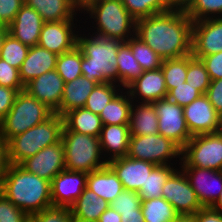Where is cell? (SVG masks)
Masks as SVG:
<instances>
[{
	"mask_svg": "<svg viewBox=\"0 0 222 222\" xmlns=\"http://www.w3.org/2000/svg\"><path fill=\"white\" fill-rule=\"evenodd\" d=\"M203 207H210L222 190V171L198 167H179Z\"/></svg>",
	"mask_w": 222,
	"mask_h": 222,
	"instance_id": "15",
	"label": "cell"
},
{
	"mask_svg": "<svg viewBox=\"0 0 222 222\" xmlns=\"http://www.w3.org/2000/svg\"><path fill=\"white\" fill-rule=\"evenodd\" d=\"M82 52L75 46L71 51L58 55L55 70L64 83L82 76L81 71Z\"/></svg>",
	"mask_w": 222,
	"mask_h": 222,
	"instance_id": "36",
	"label": "cell"
},
{
	"mask_svg": "<svg viewBox=\"0 0 222 222\" xmlns=\"http://www.w3.org/2000/svg\"><path fill=\"white\" fill-rule=\"evenodd\" d=\"M206 95L214 109L222 117V78L210 82Z\"/></svg>",
	"mask_w": 222,
	"mask_h": 222,
	"instance_id": "50",
	"label": "cell"
},
{
	"mask_svg": "<svg viewBox=\"0 0 222 222\" xmlns=\"http://www.w3.org/2000/svg\"><path fill=\"white\" fill-rule=\"evenodd\" d=\"M29 218L0 192V222H27Z\"/></svg>",
	"mask_w": 222,
	"mask_h": 222,
	"instance_id": "45",
	"label": "cell"
},
{
	"mask_svg": "<svg viewBox=\"0 0 222 222\" xmlns=\"http://www.w3.org/2000/svg\"><path fill=\"white\" fill-rule=\"evenodd\" d=\"M123 41L95 36L81 28L77 34V47L82 52V76L99 83L118 84L117 54Z\"/></svg>",
	"mask_w": 222,
	"mask_h": 222,
	"instance_id": "4",
	"label": "cell"
},
{
	"mask_svg": "<svg viewBox=\"0 0 222 222\" xmlns=\"http://www.w3.org/2000/svg\"><path fill=\"white\" fill-rule=\"evenodd\" d=\"M81 28L82 20L44 22L38 45L61 55L77 46V34Z\"/></svg>",
	"mask_w": 222,
	"mask_h": 222,
	"instance_id": "11",
	"label": "cell"
},
{
	"mask_svg": "<svg viewBox=\"0 0 222 222\" xmlns=\"http://www.w3.org/2000/svg\"><path fill=\"white\" fill-rule=\"evenodd\" d=\"M152 104L158 116L159 134L172 140L182 149L192 137L184 118L183 107L167 98Z\"/></svg>",
	"mask_w": 222,
	"mask_h": 222,
	"instance_id": "10",
	"label": "cell"
},
{
	"mask_svg": "<svg viewBox=\"0 0 222 222\" xmlns=\"http://www.w3.org/2000/svg\"><path fill=\"white\" fill-rule=\"evenodd\" d=\"M57 58L58 55L39 45L30 47L27 57L19 68L22 84L25 86L43 73L54 70Z\"/></svg>",
	"mask_w": 222,
	"mask_h": 222,
	"instance_id": "24",
	"label": "cell"
},
{
	"mask_svg": "<svg viewBox=\"0 0 222 222\" xmlns=\"http://www.w3.org/2000/svg\"><path fill=\"white\" fill-rule=\"evenodd\" d=\"M20 165L28 172L52 182L57 174L65 170L64 146L62 141L41 149Z\"/></svg>",
	"mask_w": 222,
	"mask_h": 222,
	"instance_id": "16",
	"label": "cell"
},
{
	"mask_svg": "<svg viewBox=\"0 0 222 222\" xmlns=\"http://www.w3.org/2000/svg\"><path fill=\"white\" fill-rule=\"evenodd\" d=\"M162 197L174 207L179 215H194L203 208L180 168H177L165 182L162 187Z\"/></svg>",
	"mask_w": 222,
	"mask_h": 222,
	"instance_id": "12",
	"label": "cell"
},
{
	"mask_svg": "<svg viewBox=\"0 0 222 222\" xmlns=\"http://www.w3.org/2000/svg\"><path fill=\"white\" fill-rule=\"evenodd\" d=\"M80 7H82L89 0H75Z\"/></svg>",
	"mask_w": 222,
	"mask_h": 222,
	"instance_id": "60",
	"label": "cell"
},
{
	"mask_svg": "<svg viewBox=\"0 0 222 222\" xmlns=\"http://www.w3.org/2000/svg\"><path fill=\"white\" fill-rule=\"evenodd\" d=\"M167 91L185 83L187 74V56L165 59L161 65Z\"/></svg>",
	"mask_w": 222,
	"mask_h": 222,
	"instance_id": "40",
	"label": "cell"
},
{
	"mask_svg": "<svg viewBox=\"0 0 222 222\" xmlns=\"http://www.w3.org/2000/svg\"><path fill=\"white\" fill-rule=\"evenodd\" d=\"M192 24L183 7L174 6L136 20L135 36L163 60L181 58L191 54Z\"/></svg>",
	"mask_w": 222,
	"mask_h": 222,
	"instance_id": "1",
	"label": "cell"
},
{
	"mask_svg": "<svg viewBox=\"0 0 222 222\" xmlns=\"http://www.w3.org/2000/svg\"><path fill=\"white\" fill-rule=\"evenodd\" d=\"M27 222H34L31 218H29L28 220H27Z\"/></svg>",
	"mask_w": 222,
	"mask_h": 222,
	"instance_id": "62",
	"label": "cell"
},
{
	"mask_svg": "<svg viewBox=\"0 0 222 222\" xmlns=\"http://www.w3.org/2000/svg\"><path fill=\"white\" fill-rule=\"evenodd\" d=\"M0 86H6L15 90H24L19 70L12 67L0 58Z\"/></svg>",
	"mask_w": 222,
	"mask_h": 222,
	"instance_id": "46",
	"label": "cell"
},
{
	"mask_svg": "<svg viewBox=\"0 0 222 222\" xmlns=\"http://www.w3.org/2000/svg\"><path fill=\"white\" fill-rule=\"evenodd\" d=\"M9 166L7 146L5 143L0 145V186L3 178L6 175L7 168Z\"/></svg>",
	"mask_w": 222,
	"mask_h": 222,
	"instance_id": "52",
	"label": "cell"
},
{
	"mask_svg": "<svg viewBox=\"0 0 222 222\" xmlns=\"http://www.w3.org/2000/svg\"><path fill=\"white\" fill-rule=\"evenodd\" d=\"M131 133L129 125H103L99 142L107 163L127 155Z\"/></svg>",
	"mask_w": 222,
	"mask_h": 222,
	"instance_id": "23",
	"label": "cell"
},
{
	"mask_svg": "<svg viewBox=\"0 0 222 222\" xmlns=\"http://www.w3.org/2000/svg\"><path fill=\"white\" fill-rule=\"evenodd\" d=\"M179 167L222 171V131L192 136L182 148Z\"/></svg>",
	"mask_w": 222,
	"mask_h": 222,
	"instance_id": "9",
	"label": "cell"
},
{
	"mask_svg": "<svg viewBox=\"0 0 222 222\" xmlns=\"http://www.w3.org/2000/svg\"><path fill=\"white\" fill-rule=\"evenodd\" d=\"M179 166L172 165H157L149 174L145 185L141 186L138 194L142 200L162 197V187L169 178V176Z\"/></svg>",
	"mask_w": 222,
	"mask_h": 222,
	"instance_id": "33",
	"label": "cell"
},
{
	"mask_svg": "<svg viewBox=\"0 0 222 222\" xmlns=\"http://www.w3.org/2000/svg\"><path fill=\"white\" fill-rule=\"evenodd\" d=\"M65 170L90 173L107 166L103 157L99 137L62 131Z\"/></svg>",
	"mask_w": 222,
	"mask_h": 222,
	"instance_id": "7",
	"label": "cell"
},
{
	"mask_svg": "<svg viewBox=\"0 0 222 222\" xmlns=\"http://www.w3.org/2000/svg\"><path fill=\"white\" fill-rule=\"evenodd\" d=\"M212 80L222 78V51L201 58Z\"/></svg>",
	"mask_w": 222,
	"mask_h": 222,
	"instance_id": "48",
	"label": "cell"
},
{
	"mask_svg": "<svg viewBox=\"0 0 222 222\" xmlns=\"http://www.w3.org/2000/svg\"><path fill=\"white\" fill-rule=\"evenodd\" d=\"M195 222H222V213L211 207H203L194 215Z\"/></svg>",
	"mask_w": 222,
	"mask_h": 222,
	"instance_id": "51",
	"label": "cell"
},
{
	"mask_svg": "<svg viewBox=\"0 0 222 222\" xmlns=\"http://www.w3.org/2000/svg\"><path fill=\"white\" fill-rule=\"evenodd\" d=\"M7 33H8L7 26L0 27V50H1V47H2L3 40H4Z\"/></svg>",
	"mask_w": 222,
	"mask_h": 222,
	"instance_id": "57",
	"label": "cell"
},
{
	"mask_svg": "<svg viewBox=\"0 0 222 222\" xmlns=\"http://www.w3.org/2000/svg\"><path fill=\"white\" fill-rule=\"evenodd\" d=\"M3 143L2 137H1V130H0V145Z\"/></svg>",
	"mask_w": 222,
	"mask_h": 222,
	"instance_id": "61",
	"label": "cell"
},
{
	"mask_svg": "<svg viewBox=\"0 0 222 222\" xmlns=\"http://www.w3.org/2000/svg\"><path fill=\"white\" fill-rule=\"evenodd\" d=\"M109 206L110 204L107 201L86 187L70 207V210L73 217L84 221L97 222L101 214L107 210Z\"/></svg>",
	"mask_w": 222,
	"mask_h": 222,
	"instance_id": "29",
	"label": "cell"
},
{
	"mask_svg": "<svg viewBox=\"0 0 222 222\" xmlns=\"http://www.w3.org/2000/svg\"><path fill=\"white\" fill-rule=\"evenodd\" d=\"M24 4V0H0V22L8 26Z\"/></svg>",
	"mask_w": 222,
	"mask_h": 222,
	"instance_id": "47",
	"label": "cell"
},
{
	"mask_svg": "<svg viewBox=\"0 0 222 222\" xmlns=\"http://www.w3.org/2000/svg\"><path fill=\"white\" fill-rule=\"evenodd\" d=\"M118 85L126 89L143 72V68L134 58L130 46L123 42L117 54Z\"/></svg>",
	"mask_w": 222,
	"mask_h": 222,
	"instance_id": "31",
	"label": "cell"
},
{
	"mask_svg": "<svg viewBox=\"0 0 222 222\" xmlns=\"http://www.w3.org/2000/svg\"><path fill=\"white\" fill-rule=\"evenodd\" d=\"M81 16L82 28L92 35L123 42L135 35L136 20L122 0H89L81 7Z\"/></svg>",
	"mask_w": 222,
	"mask_h": 222,
	"instance_id": "3",
	"label": "cell"
},
{
	"mask_svg": "<svg viewBox=\"0 0 222 222\" xmlns=\"http://www.w3.org/2000/svg\"><path fill=\"white\" fill-rule=\"evenodd\" d=\"M173 222H195L193 215H179Z\"/></svg>",
	"mask_w": 222,
	"mask_h": 222,
	"instance_id": "56",
	"label": "cell"
},
{
	"mask_svg": "<svg viewBox=\"0 0 222 222\" xmlns=\"http://www.w3.org/2000/svg\"><path fill=\"white\" fill-rule=\"evenodd\" d=\"M97 84L84 76L65 83L60 107L54 113L63 116L68 111L83 108Z\"/></svg>",
	"mask_w": 222,
	"mask_h": 222,
	"instance_id": "25",
	"label": "cell"
},
{
	"mask_svg": "<svg viewBox=\"0 0 222 222\" xmlns=\"http://www.w3.org/2000/svg\"><path fill=\"white\" fill-rule=\"evenodd\" d=\"M183 9L193 22L220 18L222 17V0H188Z\"/></svg>",
	"mask_w": 222,
	"mask_h": 222,
	"instance_id": "37",
	"label": "cell"
},
{
	"mask_svg": "<svg viewBox=\"0 0 222 222\" xmlns=\"http://www.w3.org/2000/svg\"><path fill=\"white\" fill-rule=\"evenodd\" d=\"M64 84L63 79L54 69L31 80L25 85L24 90L55 112L60 107Z\"/></svg>",
	"mask_w": 222,
	"mask_h": 222,
	"instance_id": "20",
	"label": "cell"
},
{
	"mask_svg": "<svg viewBox=\"0 0 222 222\" xmlns=\"http://www.w3.org/2000/svg\"><path fill=\"white\" fill-rule=\"evenodd\" d=\"M30 47L21 43L11 34L7 33L0 50V58L19 70L27 57Z\"/></svg>",
	"mask_w": 222,
	"mask_h": 222,
	"instance_id": "41",
	"label": "cell"
},
{
	"mask_svg": "<svg viewBox=\"0 0 222 222\" xmlns=\"http://www.w3.org/2000/svg\"><path fill=\"white\" fill-rule=\"evenodd\" d=\"M63 127V116L54 113L46 121L9 139L5 143L9 164L20 165L41 149L60 142Z\"/></svg>",
	"mask_w": 222,
	"mask_h": 222,
	"instance_id": "5",
	"label": "cell"
},
{
	"mask_svg": "<svg viewBox=\"0 0 222 222\" xmlns=\"http://www.w3.org/2000/svg\"><path fill=\"white\" fill-rule=\"evenodd\" d=\"M97 222H121V216L109 206V208L101 214Z\"/></svg>",
	"mask_w": 222,
	"mask_h": 222,
	"instance_id": "54",
	"label": "cell"
},
{
	"mask_svg": "<svg viewBox=\"0 0 222 222\" xmlns=\"http://www.w3.org/2000/svg\"><path fill=\"white\" fill-rule=\"evenodd\" d=\"M41 15L25 3L16 14L15 19L7 26L8 33L28 47L38 45L42 26Z\"/></svg>",
	"mask_w": 222,
	"mask_h": 222,
	"instance_id": "21",
	"label": "cell"
},
{
	"mask_svg": "<svg viewBox=\"0 0 222 222\" xmlns=\"http://www.w3.org/2000/svg\"><path fill=\"white\" fill-rule=\"evenodd\" d=\"M210 207L222 213V190L217 200Z\"/></svg>",
	"mask_w": 222,
	"mask_h": 222,
	"instance_id": "55",
	"label": "cell"
},
{
	"mask_svg": "<svg viewBox=\"0 0 222 222\" xmlns=\"http://www.w3.org/2000/svg\"><path fill=\"white\" fill-rule=\"evenodd\" d=\"M53 114L54 111L46 104L38 101L25 90L20 91L10 111L0 122L3 143L46 121Z\"/></svg>",
	"mask_w": 222,
	"mask_h": 222,
	"instance_id": "6",
	"label": "cell"
},
{
	"mask_svg": "<svg viewBox=\"0 0 222 222\" xmlns=\"http://www.w3.org/2000/svg\"><path fill=\"white\" fill-rule=\"evenodd\" d=\"M0 192L29 217L53 206L51 182L28 172L21 165L9 164Z\"/></svg>",
	"mask_w": 222,
	"mask_h": 222,
	"instance_id": "2",
	"label": "cell"
},
{
	"mask_svg": "<svg viewBox=\"0 0 222 222\" xmlns=\"http://www.w3.org/2000/svg\"><path fill=\"white\" fill-rule=\"evenodd\" d=\"M184 118L191 136L222 131V117L206 94L183 107Z\"/></svg>",
	"mask_w": 222,
	"mask_h": 222,
	"instance_id": "13",
	"label": "cell"
},
{
	"mask_svg": "<svg viewBox=\"0 0 222 222\" xmlns=\"http://www.w3.org/2000/svg\"><path fill=\"white\" fill-rule=\"evenodd\" d=\"M86 187L108 203L124 190L121 181L108 165L88 173Z\"/></svg>",
	"mask_w": 222,
	"mask_h": 222,
	"instance_id": "26",
	"label": "cell"
},
{
	"mask_svg": "<svg viewBox=\"0 0 222 222\" xmlns=\"http://www.w3.org/2000/svg\"><path fill=\"white\" fill-rule=\"evenodd\" d=\"M122 2L135 20L153 16L174 7L170 0H122Z\"/></svg>",
	"mask_w": 222,
	"mask_h": 222,
	"instance_id": "34",
	"label": "cell"
},
{
	"mask_svg": "<svg viewBox=\"0 0 222 222\" xmlns=\"http://www.w3.org/2000/svg\"><path fill=\"white\" fill-rule=\"evenodd\" d=\"M23 90H15L6 86H0V122L13 106L17 94Z\"/></svg>",
	"mask_w": 222,
	"mask_h": 222,
	"instance_id": "49",
	"label": "cell"
},
{
	"mask_svg": "<svg viewBox=\"0 0 222 222\" xmlns=\"http://www.w3.org/2000/svg\"><path fill=\"white\" fill-rule=\"evenodd\" d=\"M182 149L172 140L157 133L147 136H131L128 157L155 165L180 166Z\"/></svg>",
	"mask_w": 222,
	"mask_h": 222,
	"instance_id": "8",
	"label": "cell"
},
{
	"mask_svg": "<svg viewBox=\"0 0 222 222\" xmlns=\"http://www.w3.org/2000/svg\"><path fill=\"white\" fill-rule=\"evenodd\" d=\"M174 6L183 7L188 0H170Z\"/></svg>",
	"mask_w": 222,
	"mask_h": 222,
	"instance_id": "58",
	"label": "cell"
},
{
	"mask_svg": "<svg viewBox=\"0 0 222 222\" xmlns=\"http://www.w3.org/2000/svg\"><path fill=\"white\" fill-rule=\"evenodd\" d=\"M72 222H94V221H84L72 216Z\"/></svg>",
	"mask_w": 222,
	"mask_h": 222,
	"instance_id": "59",
	"label": "cell"
},
{
	"mask_svg": "<svg viewBox=\"0 0 222 222\" xmlns=\"http://www.w3.org/2000/svg\"><path fill=\"white\" fill-rule=\"evenodd\" d=\"M121 222H145L141 210L122 212Z\"/></svg>",
	"mask_w": 222,
	"mask_h": 222,
	"instance_id": "53",
	"label": "cell"
},
{
	"mask_svg": "<svg viewBox=\"0 0 222 222\" xmlns=\"http://www.w3.org/2000/svg\"><path fill=\"white\" fill-rule=\"evenodd\" d=\"M141 211L145 222H173L179 216L163 197L142 200Z\"/></svg>",
	"mask_w": 222,
	"mask_h": 222,
	"instance_id": "32",
	"label": "cell"
},
{
	"mask_svg": "<svg viewBox=\"0 0 222 222\" xmlns=\"http://www.w3.org/2000/svg\"><path fill=\"white\" fill-rule=\"evenodd\" d=\"M126 43L130 46L134 58L144 71L161 68L163 59L138 37L134 35Z\"/></svg>",
	"mask_w": 222,
	"mask_h": 222,
	"instance_id": "38",
	"label": "cell"
},
{
	"mask_svg": "<svg viewBox=\"0 0 222 222\" xmlns=\"http://www.w3.org/2000/svg\"><path fill=\"white\" fill-rule=\"evenodd\" d=\"M86 172L63 170L51 182V199L54 207L70 208L82 194L87 183Z\"/></svg>",
	"mask_w": 222,
	"mask_h": 222,
	"instance_id": "17",
	"label": "cell"
},
{
	"mask_svg": "<svg viewBox=\"0 0 222 222\" xmlns=\"http://www.w3.org/2000/svg\"><path fill=\"white\" fill-rule=\"evenodd\" d=\"M126 90L133 102L153 103L167 97L162 68L144 71Z\"/></svg>",
	"mask_w": 222,
	"mask_h": 222,
	"instance_id": "19",
	"label": "cell"
},
{
	"mask_svg": "<svg viewBox=\"0 0 222 222\" xmlns=\"http://www.w3.org/2000/svg\"><path fill=\"white\" fill-rule=\"evenodd\" d=\"M121 181L124 190L138 192L157 166L154 163L136 160L128 156L111 160L107 164Z\"/></svg>",
	"mask_w": 222,
	"mask_h": 222,
	"instance_id": "18",
	"label": "cell"
},
{
	"mask_svg": "<svg viewBox=\"0 0 222 222\" xmlns=\"http://www.w3.org/2000/svg\"><path fill=\"white\" fill-rule=\"evenodd\" d=\"M35 9L44 22L82 20L81 7L75 0H24Z\"/></svg>",
	"mask_w": 222,
	"mask_h": 222,
	"instance_id": "22",
	"label": "cell"
},
{
	"mask_svg": "<svg viewBox=\"0 0 222 222\" xmlns=\"http://www.w3.org/2000/svg\"><path fill=\"white\" fill-rule=\"evenodd\" d=\"M123 88L116 83H99L88 96L84 108L90 110L94 114L100 115L108 103L122 90Z\"/></svg>",
	"mask_w": 222,
	"mask_h": 222,
	"instance_id": "35",
	"label": "cell"
},
{
	"mask_svg": "<svg viewBox=\"0 0 222 222\" xmlns=\"http://www.w3.org/2000/svg\"><path fill=\"white\" fill-rule=\"evenodd\" d=\"M63 121L62 131H74L95 137L100 136L103 126L100 116L84 107L68 111L63 115Z\"/></svg>",
	"mask_w": 222,
	"mask_h": 222,
	"instance_id": "28",
	"label": "cell"
},
{
	"mask_svg": "<svg viewBox=\"0 0 222 222\" xmlns=\"http://www.w3.org/2000/svg\"><path fill=\"white\" fill-rule=\"evenodd\" d=\"M202 95L196 88L187 82L170 89L167 93V99L175 102L179 106H186Z\"/></svg>",
	"mask_w": 222,
	"mask_h": 222,
	"instance_id": "43",
	"label": "cell"
},
{
	"mask_svg": "<svg viewBox=\"0 0 222 222\" xmlns=\"http://www.w3.org/2000/svg\"><path fill=\"white\" fill-rule=\"evenodd\" d=\"M189 85L196 88L201 94H206L211 79L201 59L192 54L187 55L186 80Z\"/></svg>",
	"mask_w": 222,
	"mask_h": 222,
	"instance_id": "39",
	"label": "cell"
},
{
	"mask_svg": "<svg viewBox=\"0 0 222 222\" xmlns=\"http://www.w3.org/2000/svg\"><path fill=\"white\" fill-rule=\"evenodd\" d=\"M133 100L128 91L122 89L99 115L103 125H129Z\"/></svg>",
	"mask_w": 222,
	"mask_h": 222,
	"instance_id": "30",
	"label": "cell"
},
{
	"mask_svg": "<svg viewBox=\"0 0 222 222\" xmlns=\"http://www.w3.org/2000/svg\"><path fill=\"white\" fill-rule=\"evenodd\" d=\"M34 222H72V213L67 207H50L30 217Z\"/></svg>",
	"mask_w": 222,
	"mask_h": 222,
	"instance_id": "44",
	"label": "cell"
},
{
	"mask_svg": "<svg viewBox=\"0 0 222 222\" xmlns=\"http://www.w3.org/2000/svg\"><path fill=\"white\" fill-rule=\"evenodd\" d=\"M129 130L131 136H147L159 133L158 116L152 103H132Z\"/></svg>",
	"mask_w": 222,
	"mask_h": 222,
	"instance_id": "27",
	"label": "cell"
},
{
	"mask_svg": "<svg viewBox=\"0 0 222 222\" xmlns=\"http://www.w3.org/2000/svg\"><path fill=\"white\" fill-rule=\"evenodd\" d=\"M222 51V17L193 22L191 54L198 59Z\"/></svg>",
	"mask_w": 222,
	"mask_h": 222,
	"instance_id": "14",
	"label": "cell"
},
{
	"mask_svg": "<svg viewBox=\"0 0 222 222\" xmlns=\"http://www.w3.org/2000/svg\"><path fill=\"white\" fill-rule=\"evenodd\" d=\"M110 207L119 214L134 210H141L142 199L138 192L123 190L112 202Z\"/></svg>",
	"mask_w": 222,
	"mask_h": 222,
	"instance_id": "42",
	"label": "cell"
}]
</instances>
